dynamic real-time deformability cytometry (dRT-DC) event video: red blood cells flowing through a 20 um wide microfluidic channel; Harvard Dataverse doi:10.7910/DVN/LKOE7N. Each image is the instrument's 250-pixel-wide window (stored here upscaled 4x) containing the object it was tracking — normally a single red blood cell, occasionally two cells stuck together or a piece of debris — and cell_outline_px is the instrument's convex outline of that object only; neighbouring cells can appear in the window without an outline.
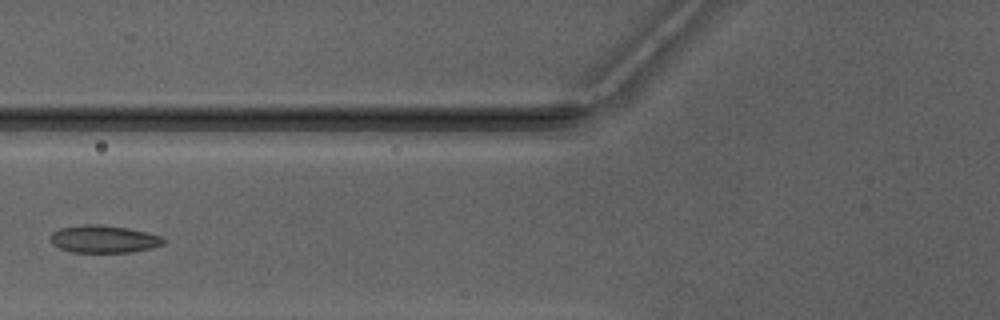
{"species": "Egyptian fruit bat (a non-hibernating species)", "species_latin": "Rousettus aegyptiacus", "temperature_condition": "warm", "stored_images_in_passage": 5, "camera_frame_rate_fps": 3000, "um_per_image_px": 0.085, "animal": {"sex": "male"}, "frame": {"image": 1, "passage_image": 4, "time_ms": 3.667, "image_size_px": [1000, 320], "cell_outline_px": [[164, 244], [152, 248], [132, 252], [72, 252], [60, 248], [52, 244], [52, 232], [60, 228], [84, 224], [100, 224], [128, 228], [164, 236]], "centroid_in_image_um": [8.86, 20.31], "position_along_channel_um": 116.9, "area_um2": 18.15}}
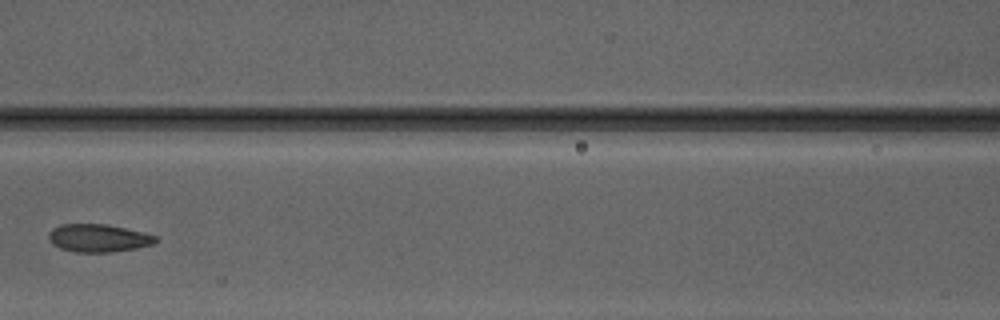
{"frame": {"image": 2, "passage_image": 5, "time_ms": 4.667, "image_size_px": [1000, 320], "cell_outline_px": [[160, 240], [152, 244], [136, 248], [112, 252], [76, 252], [60, 248], [52, 244], [48, 240], [48, 232], [52, 228], [60, 224], [104, 224], [144, 232], [156, 236]], "centroid_in_image_um": [8.34, 20.23], "position_along_channel_um": 158.3, "area_um2": 17.46}}